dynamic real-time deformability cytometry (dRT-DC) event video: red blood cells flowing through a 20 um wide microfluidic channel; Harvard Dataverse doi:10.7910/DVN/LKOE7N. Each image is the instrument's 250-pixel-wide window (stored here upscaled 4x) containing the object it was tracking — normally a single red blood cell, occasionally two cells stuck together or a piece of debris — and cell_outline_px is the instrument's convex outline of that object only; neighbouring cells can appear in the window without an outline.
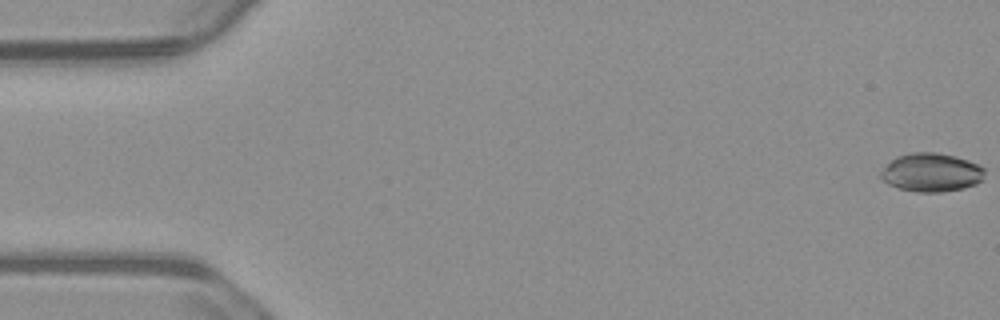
{"species": "common noctule bat (a hibernating species)", "species_latin": "Nyctalus noctula", "temperature_condition": "warm", "stored_images_in_passage": 56, "camera_frame_rate_fps": 3000, "um_per_image_px": 0.085, "animal": {"sex": "male", "body_mass_g": 23.1, "forearm_length_mm": 52.7}, "frame": {"image": 1, "passage_image": 1, "time_ms": 0.0, "image_size_px": [1000, 320], "cell_outline_px": [[984, 180], [976, 184], [964, 188], [940, 192], [916, 192], [900, 188], [888, 184], [880, 176], [880, 172], [896, 156], [912, 152], [936, 152], [956, 156], [968, 160], [984, 168]], "centroid_in_image_um": [79.19, 14.65], "position_along_channel_um": 5.8, "area_um2": 23.35}}
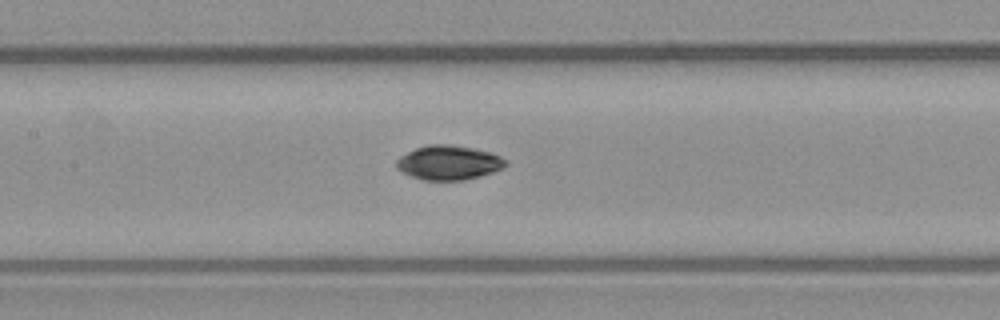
{"frame": {"image": 2, "passage_image": 26, "time_ms": 8.333, "image_size_px": [1000, 320], "cell_outline_px": [[508, 164], [504, 168], [480, 176], [464, 180], [424, 180], [400, 172], [396, 168], [396, 160], [400, 156], [416, 148], [428, 144], [448, 144], [472, 148], [492, 152], [508, 160]], "centroid_in_image_um": [38.15, 13.82], "position_along_channel_um": 169.2, "area_um2": 22.02}}
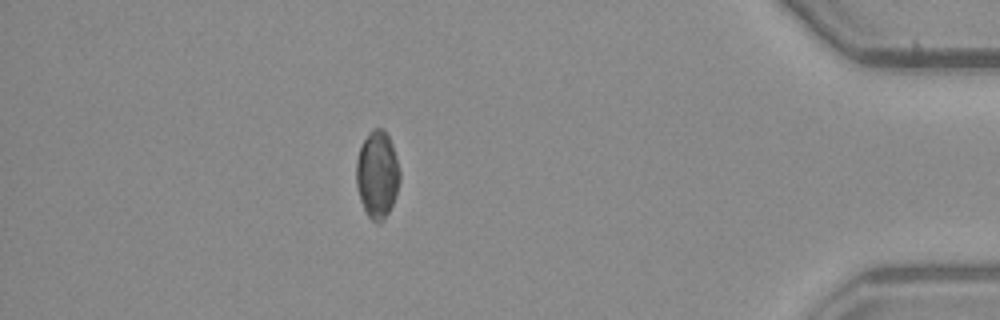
{"frame": {"image": 3, "passage_image": 49, "time_ms": 16.0, "image_size_px": [1000, 320], "cell_outline_px": [[400, 180], [396, 196], [384, 220], [380, 224], [376, 224], [368, 216], [360, 200], [356, 184], [356, 160], [360, 148], [368, 132], [372, 128], [384, 128], [392, 144], [396, 156], [400, 172]], "centroid_in_image_um": [32.07, 14.84], "position_along_channel_um": 403.1, "area_um2": 22.31}, "authors_computed_cell_mechanics": {"area_um2": 22.0507, "velocity_mm_per_s": 3.7186, "shape_relaxation_time_tau1_ms": 6.207, "shape_relaxation_time_tau2_ms": 8.0691, "deformation_change_tau1": 0.1215, "deformation_change_tau2": 0.0632}}